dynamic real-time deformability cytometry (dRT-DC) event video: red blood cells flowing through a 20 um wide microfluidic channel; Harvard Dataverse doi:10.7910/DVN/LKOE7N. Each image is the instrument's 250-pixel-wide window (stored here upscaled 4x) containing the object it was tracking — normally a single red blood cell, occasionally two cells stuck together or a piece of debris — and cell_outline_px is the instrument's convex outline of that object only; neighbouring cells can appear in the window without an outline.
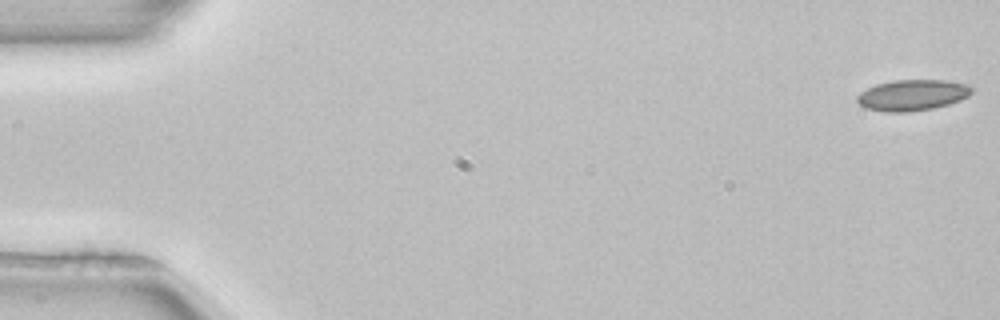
{"species": "common noctule bat (a hibernating species)", "species_latin": "Nyctalus noctula", "temperature_condition": "room temperature", "stored_images_in_passage": 52, "camera_frame_rate_fps": 3000, "um_per_image_px": 0.085, "animal": {"sex": "female", "body_mass_g": 22.7, "forearm_length_mm": 54.2}, "frame": {"image": 1, "passage_image": 1, "time_ms": 0.0, "image_size_px": [1000, 320], "cell_outline_px": [[972, 92], [968, 96], [960, 100], [948, 104], [932, 108], [908, 112], [884, 112], [864, 108], [856, 100], [856, 96], [860, 92], [876, 84], [892, 80], [944, 80], [968, 84], [972, 88]], "centroid_in_image_um": [77.52, 8.08], "position_along_channel_um": 7.5, "area_um2": 20.75}}
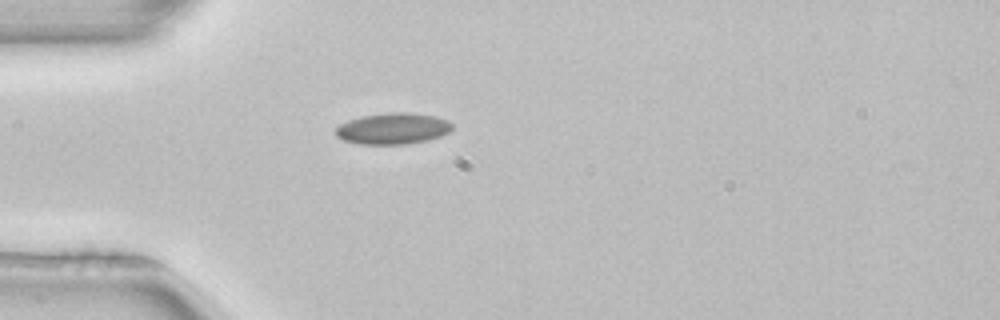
{"frame": {"image": 2, "passage_image": 15, "time_ms": 4.667, "image_size_px": [1000, 320], "cell_outline_px": [[452, 128], [448, 132], [440, 136], [428, 140], [408, 144], [360, 144], [344, 140], [336, 136], [336, 128], [340, 124], [348, 120], [360, 116], [388, 112], [408, 112], [432, 116], [448, 120], [452, 124]], "centroid_in_image_um": [33.38, 10.92], "position_along_channel_um": 51.6, "area_um2": 21.21}, "authors_computed_cell_mechanics": {"area_um2": 19.9699, "velocity_mm_per_s": 3.957, "shape_relaxation_time_tau1_ms": 7.2501, "shape_relaxation_time_tau2_ms": 7.6443, "deformation_change_tau1": 0.1226, "deformation_change_tau2": 0.0881}}